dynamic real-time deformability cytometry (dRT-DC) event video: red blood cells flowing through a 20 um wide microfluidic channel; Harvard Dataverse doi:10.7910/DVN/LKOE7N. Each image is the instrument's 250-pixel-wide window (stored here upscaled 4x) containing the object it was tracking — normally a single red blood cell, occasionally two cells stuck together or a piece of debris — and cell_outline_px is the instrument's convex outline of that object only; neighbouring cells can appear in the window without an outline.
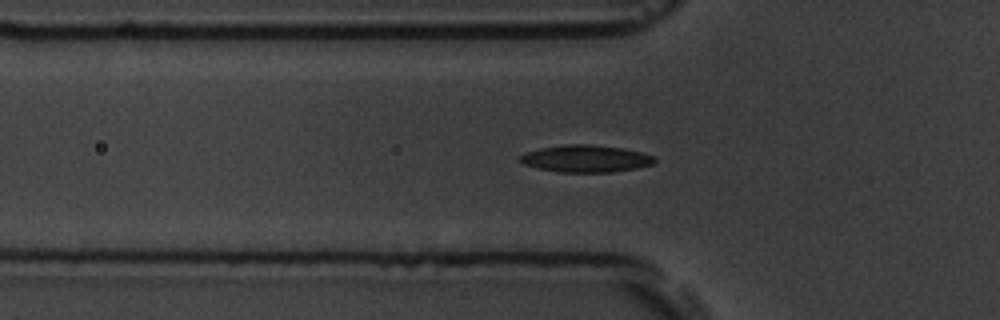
{"species": "common noctule bat (a hibernating species)", "species_latin": "Nyctalus noctula", "temperature_condition": "room temperature", "stored_images_in_passage": 39, "camera_frame_rate_fps": 3000, "um_per_image_px": 0.085, "animal": {"sex": "male", "body_mass_g": 19.5, "forearm_length_mm": 54.6}, "frame": {"image": 1, "passage_image": 2, "time_ms": 0.333, "image_size_px": [1000, 320], "cell_outline_px": [[656, 160], [652, 164], [636, 168], [612, 172], [560, 172], [540, 168], [524, 164], [516, 160], [516, 156], [524, 152], [540, 148], [564, 144], [592, 144], [624, 148], [656, 156]], "centroid_in_image_um": [49.75, 13.47], "position_along_channel_um": 76.1, "area_um2": 21.5}}
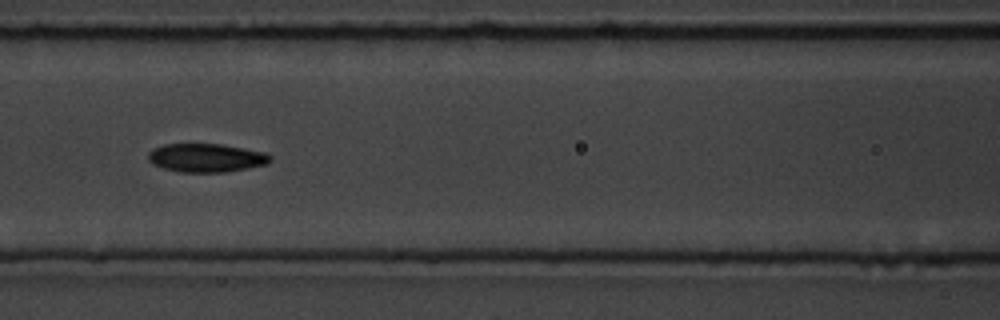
{"frame": {"image": 2, "passage_image": 8, "time_ms": 2.333, "image_size_px": [1000, 320], "cell_outline_px": [[272, 160], [268, 164], [224, 172], [180, 172], [164, 168], [152, 164], [148, 160], [148, 152], [152, 148], [164, 144], [220, 144], [264, 152], [272, 156]], "centroid_in_image_um": [17.51, 13.41], "position_along_channel_um": 149.1, "area_um2": 20.29}}
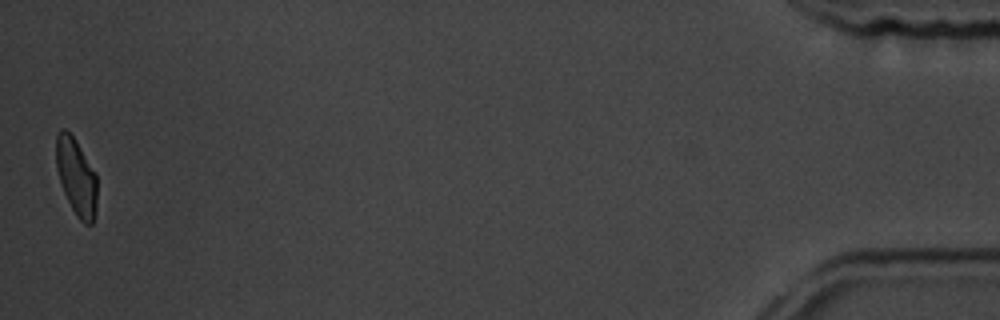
{"frame": {"image": 3, "passage_image": 39, "time_ms": 12.667, "image_size_px": [1000, 320], "cell_outline_px": [[96, 208], [92, 224], [84, 224], [76, 216], [64, 192], [56, 168], [56, 136], [60, 128], [64, 128], [72, 136], [96, 172]], "centroid_in_image_um": [6.48, 15.03], "position_along_channel_um": 428.7, "area_um2": 18.15}, "authors_computed_cell_mechanics": {"area_um2": 20.2878, "velocity_mm_per_s": 3.6299, "shape_relaxation_time_tau1_ms": 5.2598, "shape_relaxation_time_tau2_ms": 2.3844, "deformation_change_tau1": 0.1515, "deformation_change_tau2": 0.0871}}